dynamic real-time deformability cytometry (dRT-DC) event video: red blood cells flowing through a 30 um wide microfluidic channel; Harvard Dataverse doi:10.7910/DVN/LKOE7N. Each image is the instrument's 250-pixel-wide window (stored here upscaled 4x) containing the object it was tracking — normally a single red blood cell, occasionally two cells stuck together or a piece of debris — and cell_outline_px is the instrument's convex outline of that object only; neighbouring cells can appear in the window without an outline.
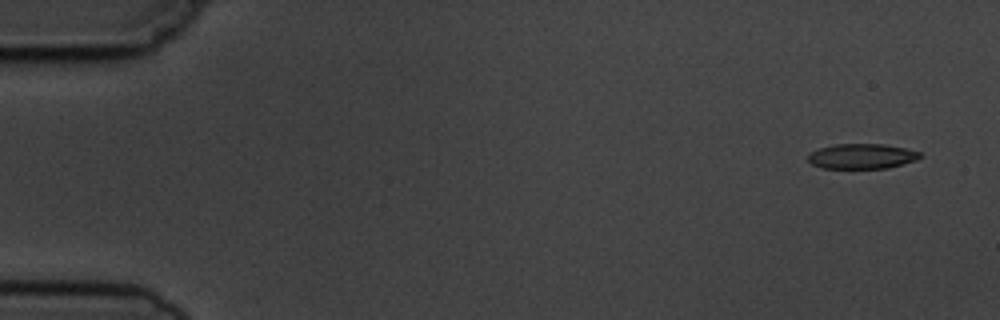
{"species": "common noctule bat (a hibernating species)", "species_latin": "Nyctalus noctula", "temperature_condition": "cold", "stored_images_in_passage": 4, "camera_frame_rate_fps": 3000, "um_per_image_px": 0.085, "animal": {"sex": "male", "body_mass_g": 19.5, "forearm_length_mm": 54.6}, "frame": {"image": 1, "passage_image": 1, "time_ms": 0.0, "image_size_px": [1000, 320], "cell_outline_px": [[920, 156], [916, 160], [888, 168], [824, 168], [812, 164], [808, 160], [808, 152], [820, 148], [836, 144], [884, 144], [904, 148], [920, 152]], "centroid_in_image_um": [73.23, 13.28], "position_along_channel_um": 11.8, "area_um2": 16.24}}
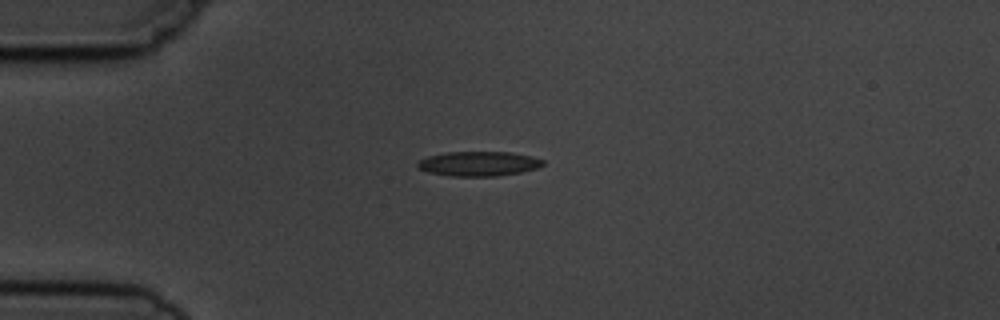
{"frame": {"image": 2, "passage_image": 4, "time_ms": 3.667, "image_size_px": [1000, 320], "cell_outline_px": [[544, 164], [540, 168], [520, 172], [496, 176], [448, 176], [428, 172], [420, 168], [416, 164], [420, 160], [428, 156], [444, 152], [512, 152], [532, 156], [544, 160]], "centroid_in_image_um": [40.72, 13.91], "position_along_channel_um": 44.3, "area_um2": 18.09}}